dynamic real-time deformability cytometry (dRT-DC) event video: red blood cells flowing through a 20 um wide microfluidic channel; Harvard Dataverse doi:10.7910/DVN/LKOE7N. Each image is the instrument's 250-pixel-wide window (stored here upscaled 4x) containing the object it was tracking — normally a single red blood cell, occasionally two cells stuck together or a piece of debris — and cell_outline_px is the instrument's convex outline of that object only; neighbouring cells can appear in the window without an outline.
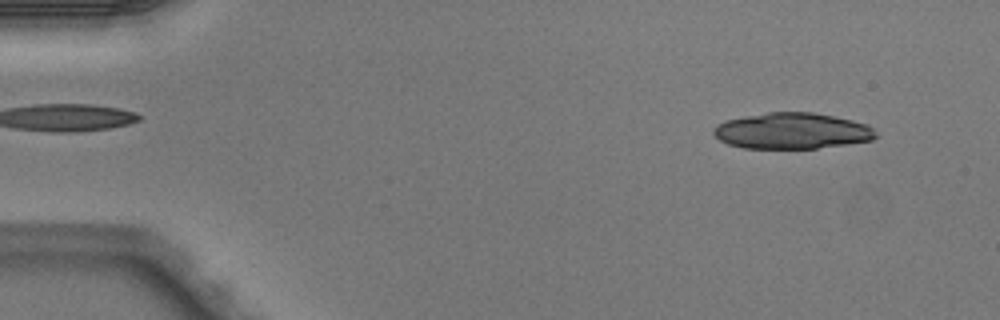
{"species": "Egyptian fruit bat (a non-hibernating species)", "species_latin": "Rousettus aegyptiacus", "temperature_condition": "warm", "stored_images_in_passage": 12, "camera_frame_rate_fps": 3000, "um_per_image_px": 0.085, "animal": {"sex": "male"}, "frame": {"image": 1, "passage_image": 1, "time_ms": 0.0, "image_size_px": [1000, 320], "cell_outline_px": [[876, 136], [872, 140], [816, 148], [744, 148], [728, 144], [720, 140], [712, 132], [712, 128], [716, 124], [724, 120], [744, 116], [768, 112], [812, 112], [852, 120], [868, 124], [876, 132]], "centroid_in_image_um": [67.28, 11.12], "position_along_channel_um": 17.7, "area_um2": 34.04}}